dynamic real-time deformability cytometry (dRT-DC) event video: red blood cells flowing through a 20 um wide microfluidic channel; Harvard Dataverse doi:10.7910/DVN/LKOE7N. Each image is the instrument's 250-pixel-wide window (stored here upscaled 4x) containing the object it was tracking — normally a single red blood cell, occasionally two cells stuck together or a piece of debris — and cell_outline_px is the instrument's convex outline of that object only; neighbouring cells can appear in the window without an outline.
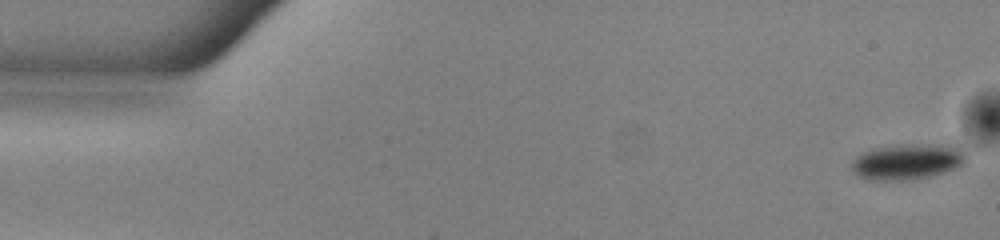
{"species": "common noctule bat (a hibernating species)", "species_latin": "Nyctalus noctula", "temperature_condition": "warm", "stored_images_in_passage": 51, "camera_frame_rate_fps": 3000, "um_per_image_px": 0.085, "animal": {"sex": "male", "body_mass_g": 13.0, "forearm_length_mm": 53.1}, "frame": {"image": 1, "passage_image": 1, "time_ms": 0.0, "image_size_px": [1000, 240], "cell_outline_px": [[968, 156], [956, 168], [932, 176], [912, 180], [864, 180], [856, 176], [852, 172], [852, 160], [860, 152], [872, 148], [908, 144], [956, 144]], "centroid_in_image_um": [77.09, 13.74], "position_along_channel_um": 7.9, "area_um2": 24.39}}
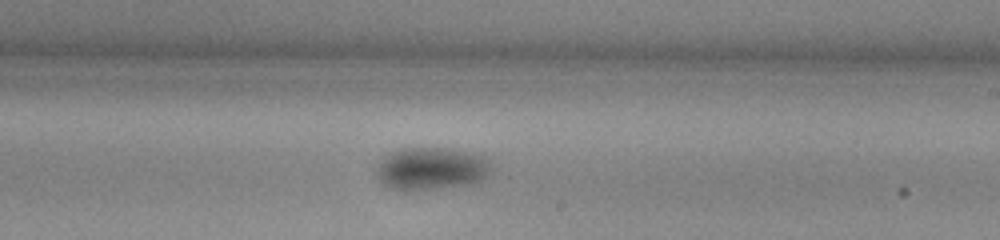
{"frame": {"image": 2, "passage_image": 30, "time_ms": 9.667, "image_size_px": [1000, 240], "cell_outline_px": [[492, 172], [480, 180], [468, 184], [432, 188], [392, 188], [384, 184], [380, 180], [376, 172], [376, 168], [380, 160], [388, 152], [400, 148], [448, 148], [468, 152], [484, 156], [492, 164]], "centroid_in_image_um": [36.67, 14.28], "position_along_channel_um": 252.3, "area_um2": 28.03}}
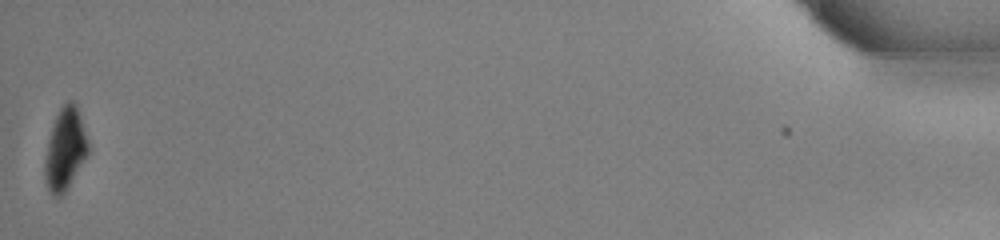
{"frame": {"image": 3, "passage_image": 51, "time_ms": 16.667, "image_size_px": [1000, 240], "cell_outline_px": [[88, 152], [64, 196], [52, 196], [48, 192], [44, 176], [44, 160], [48, 140], [56, 116], [60, 108], [68, 100], [72, 100], [76, 104], [88, 140]], "centroid_in_image_um": [5.51, 12.73], "position_along_channel_um": 429.7, "area_um2": 20.69}, "authors_computed_cell_mechanics": {"area_um2": 25.0852, "velocity_mm_per_s": 3.9917, "shape_relaxation_time_tau1_ms": 2.392, "shape_relaxation_time_tau2_ms": null, "deformation_change_tau1": 0.0783, "deformation_change_tau2": null}}